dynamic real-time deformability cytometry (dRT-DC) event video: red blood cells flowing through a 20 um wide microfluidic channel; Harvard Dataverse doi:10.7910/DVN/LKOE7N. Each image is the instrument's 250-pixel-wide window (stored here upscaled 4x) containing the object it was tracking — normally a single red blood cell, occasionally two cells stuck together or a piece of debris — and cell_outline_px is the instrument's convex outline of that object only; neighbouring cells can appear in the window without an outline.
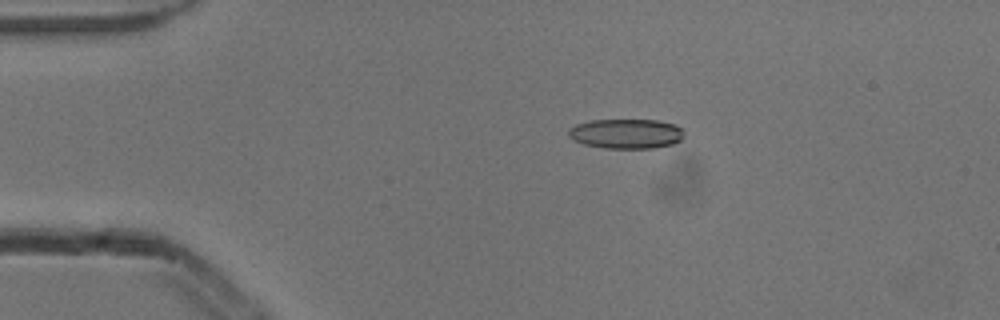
{"species": "common noctule bat (a hibernating species)", "species_latin": "Nyctalus noctula", "temperature_condition": "cold", "stored_images_in_passage": 4, "camera_frame_rate_fps": 3000, "um_per_image_px": 0.085, "animal": {"sex": "male", "body_mass_g": 13.3}, "frame": {"image": 1, "passage_image": 2, "time_ms": 0.333, "image_size_px": [1000, 320], "cell_outline_px": [[684, 136], [680, 140], [672, 144], [652, 148], [604, 148], [584, 144], [568, 136], [568, 128], [576, 124], [592, 120], [656, 120], [676, 124], [684, 128]], "centroid_in_image_um": [53.25, 11.35], "position_along_channel_um": 31.7, "area_um2": 20.11}}
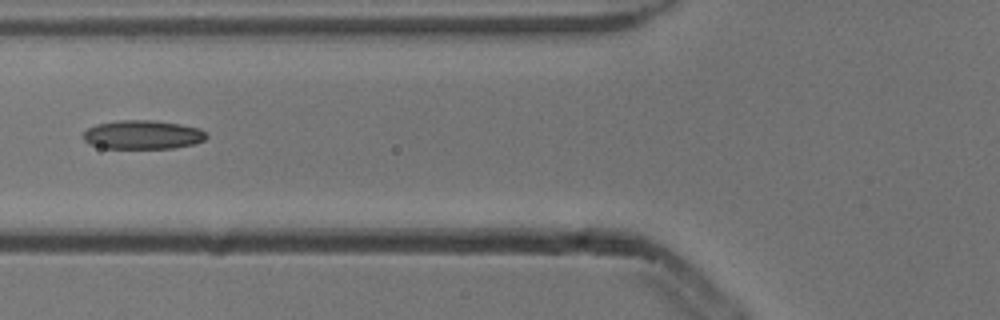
{"frame": {"image": 2, "passage_image": 4, "time_ms": 1.0, "image_size_px": [1000, 320], "cell_outline_px": [[208, 136], [204, 140], [196, 144], [172, 148], [104, 148], [88, 144], [80, 136], [88, 128], [96, 124], [116, 120], [152, 120], [180, 124], [200, 128]], "centroid_in_image_um": [12.1, 11.45], "position_along_channel_um": 113.7, "area_um2": 20.92}}